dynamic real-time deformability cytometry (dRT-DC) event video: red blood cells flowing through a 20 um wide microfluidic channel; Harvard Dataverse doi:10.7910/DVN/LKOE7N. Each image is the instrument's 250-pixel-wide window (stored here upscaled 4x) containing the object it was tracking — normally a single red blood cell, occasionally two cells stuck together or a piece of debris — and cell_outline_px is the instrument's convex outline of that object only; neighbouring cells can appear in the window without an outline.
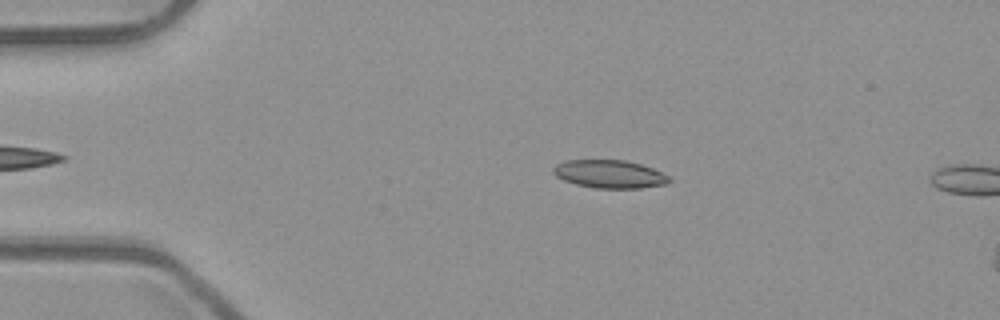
{"species": "common noctule bat (a hibernating species)", "species_latin": "Nyctalus noctula", "temperature_condition": "room temperature", "stored_images_in_passage": 10, "camera_frame_rate_fps": 3000, "um_per_image_px": 0.085, "animal": {"sex": "male", "body_mass_g": 23.1, "forearm_length_mm": 52.7}, "frame": {"image": 1, "passage_image": 7, "time_ms": 2.0, "image_size_px": [1000, 320], "cell_outline_px": [[672, 180], [668, 184], [640, 188], [596, 188], [576, 184], [564, 180], [556, 176], [552, 172], [552, 168], [556, 164], [568, 160], [624, 160], [640, 164], [652, 168], [668, 176]], "centroid_in_image_um": [51.81, 14.8], "position_along_channel_um": 33.2, "area_um2": 18.9}}